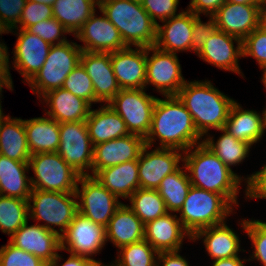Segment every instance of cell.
I'll return each instance as SVG.
<instances>
[{
    "instance_id": "obj_22",
    "label": "cell",
    "mask_w": 266,
    "mask_h": 266,
    "mask_svg": "<svg viewBox=\"0 0 266 266\" xmlns=\"http://www.w3.org/2000/svg\"><path fill=\"white\" fill-rule=\"evenodd\" d=\"M145 139L135 134L106 141L94 146L92 176L104 168L138 160Z\"/></svg>"
},
{
    "instance_id": "obj_57",
    "label": "cell",
    "mask_w": 266,
    "mask_h": 266,
    "mask_svg": "<svg viewBox=\"0 0 266 266\" xmlns=\"http://www.w3.org/2000/svg\"><path fill=\"white\" fill-rule=\"evenodd\" d=\"M28 1H33L36 3H42L48 6H53V4L55 3L56 0H28Z\"/></svg>"
},
{
    "instance_id": "obj_56",
    "label": "cell",
    "mask_w": 266,
    "mask_h": 266,
    "mask_svg": "<svg viewBox=\"0 0 266 266\" xmlns=\"http://www.w3.org/2000/svg\"><path fill=\"white\" fill-rule=\"evenodd\" d=\"M235 4H255L260 6L262 9L266 6V0H226Z\"/></svg>"
},
{
    "instance_id": "obj_52",
    "label": "cell",
    "mask_w": 266,
    "mask_h": 266,
    "mask_svg": "<svg viewBox=\"0 0 266 266\" xmlns=\"http://www.w3.org/2000/svg\"><path fill=\"white\" fill-rule=\"evenodd\" d=\"M62 259L63 256L57 254V256L47 266H60L59 263ZM61 266H98V264L91 258L70 254Z\"/></svg>"
},
{
    "instance_id": "obj_23",
    "label": "cell",
    "mask_w": 266,
    "mask_h": 266,
    "mask_svg": "<svg viewBox=\"0 0 266 266\" xmlns=\"http://www.w3.org/2000/svg\"><path fill=\"white\" fill-rule=\"evenodd\" d=\"M157 24L155 47L174 54L177 52H191L192 29L194 13L182 9L178 15Z\"/></svg>"
},
{
    "instance_id": "obj_1",
    "label": "cell",
    "mask_w": 266,
    "mask_h": 266,
    "mask_svg": "<svg viewBox=\"0 0 266 266\" xmlns=\"http://www.w3.org/2000/svg\"><path fill=\"white\" fill-rule=\"evenodd\" d=\"M164 98H157L155 102L145 145L151 149L158 139V148H173L185 152L202 143L203 137L197 132L191 114L178 96L169 95Z\"/></svg>"
},
{
    "instance_id": "obj_53",
    "label": "cell",
    "mask_w": 266,
    "mask_h": 266,
    "mask_svg": "<svg viewBox=\"0 0 266 266\" xmlns=\"http://www.w3.org/2000/svg\"><path fill=\"white\" fill-rule=\"evenodd\" d=\"M3 87H6V89L10 91L14 90L10 70H7L4 67H0V106H2L1 98H2Z\"/></svg>"
},
{
    "instance_id": "obj_39",
    "label": "cell",
    "mask_w": 266,
    "mask_h": 266,
    "mask_svg": "<svg viewBox=\"0 0 266 266\" xmlns=\"http://www.w3.org/2000/svg\"><path fill=\"white\" fill-rule=\"evenodd\" d=\"M117 251V259L110 263L113 266H156L158 252L145 239Z\"/></svg>"
},
{
    "instance_id": "obj_54",
    "label": "cell",
    "mask_w": 266,
    "mask_h": 266,
    "mask_svg": "<svg viewBox=\"0 0 266 266\" xmlns=\"http://www.w3.org/2000/svg\"><path fill=\"white\" fill-rule=\"evenodd\" d=\"M248 259H241L240 256L212 260V266H245Z\"/></svg>"
},
{
    "instance_id": "obj_27",
    "label": "cell",
    "mask_w": 266,
    "mask_h": 266,
    "mask_svg": "<svg viewBox=\"0 0 266 266\" xmlns=\"http://www.w3.org/2000/svg\"><path fill=\"white\" fill-rule=\"evenodd\" d=\"M235 232L225 221L199 230L192 237V241L195 242L202 239L205 251L213 260L236 257L240 256L239 252H245L246 250L241 249V240Z\"/></svg>"
},
{
    "instance_id": "obj_20",
    "label": "cell",
    "mask_w": 266,
    "mask_h": 266,
    "mask_svg": "<svg viewBox=\"0 0 266 266\" xmlns=\"http://www.w3.org/2000/svg\"><path fill=\"white\" fill-rule=\"evenodd\" d=\"M114 75L121 89L146 87L147 48L127 46L110 53Z\"/></svg>"
},
{
    "instance_id": "obj_62",
    "label": "cell",
    "mask_w": 266,
    "mask_h": 266,
    "mask_svg": "<svg viewBox=\"0 0 266 266\" xmlns=\"http://www.w3.org/2000/svg\"><path fill=\"white\" fill-rule=\"evenodd\" d=\"M98 266H113V265H111L110 263L105 265V264L103 263V264L98 265Z\"/></svg>"
},
{
    "instance_id": "obj_45",
    "label": "cell",
    "mask_w": 266,
    "mask_h": 266,
    "mask_svg": "<svg viewBox=\"0 0 266 266\" xmlns=\"http://www.w3.org/2000/svg\"><path fill=\"white\" fill-rule=\"evenodd\" d=\"M51 18H53L52 6L27 0L22 10L20 21L13 29H26L29 26Z\"/></svg>"
},
{
    "instance_id": "obj_34",
    "label": "cell",
    "mask_w": 266,
    "mask_h": 266,
    "mask_svg": "<svg viewBox=\"0 0 266 266\" xmlns=\"http://www.w3.org/2000/svg\"><path fill=\"white\" fill-rule=\"evenodd\" d=\"M99 6V0H56L52 6L53 18L73 36L82 28Z\"/></svg>"
},
{
    "instance_id": "obj_38",
    "label": "cell",
    "mask_w": 266,
    "mask_h": 266,
    "mask_svg": "<svg viewBox=\"0 0 266 266\" xmlns=\"http://www.w3.org/2000/svg\"><path fill=\"white\" fill-rule=\"evenodd\" d=\"M29 221L28 200L0 195V230L10 237Z\"/></svg>"
},
{
    "instance_id": "obj_50",
    "label": "cell",
    "mask_w": 266,
    "mask_h": 266,
    "mask_svg": "<svg viewBox=\"0 0 266 266\" xmlns=\"http://www.w3.org/2000/svg\"><path fill=\"white\" fill-rule=\"evenodd\" d=\"M226 0H191L188 10L195 15L213 16Z\"/></svg>"
},
{
    "instance_id": "obj_8",
    "label": "cell",
    "mask_w": 266,
    "mask_h": 266,
    "mask_svg": "<svg viewBox=\"0 0 266 266\" xmlns=\"http://www.w3.org/2000/svg\"><path fill=\"white\" fill-rule=\"evenodd\" d=\"M29 170L32 189L43 191L75 193L80 178L72 167L57 153H37L30 156Z\"/></svg>"
},
{
    "instance_id": "obj_13",
    "label": "cell",
    "mask_w": 266,
    "mask_h": 266,
    "mask_svg": "<svg viewBox=\"0 0 266 266\" xmlns=\"http://www.w3.org/2000/svg\"><path fill=\"white\" fill-rule=\"evenodd\" d=\"M182 75L177 54L147 47L146 86L151 84L163 96L177 95L187 81Z\"/></svg>"
},
{
    "instance_id": "obj_4",
    "label": "cell",
    "mask_w": 266,
    "mask_h": 266,
    "mask_svg": "<svg viewBox=\"0 0 266 266\" xmlns=\"http://www.w3.org/2000/svg\"><path fill=\"white\" fill-rule=\"evenodd\" d=\"M98 9L118 29L126 46L147 48L155 45L157 24L141 3L131 0H99Z\"/></svg>"
},
{
    "instance_id": "obj_10",
    "label": "cell",
    "mask_w": 266,
    "mask_h": 266,
    "mask_svg": "<svg viewBox=\"0 0 266 266\" xmlns=\"http://www.w3.org/2000/svg\"><path fill=\"white\" fill-rule=\"evenodd\" d=\"M75 193L78 212L104 228L123 203L90 175L80 176Z\"/></svg>"
},
{
    "instance_id": "obj_19",
    "label": "cell",
    "mask_w": 266,
    "mask_h": 266,
    "mask_svg": "<svg viewBox=\"0 0 266 266\" xmlns=\"http://www.w3.org/2000/svg\"><path fill=\"white\" fill-rule=\"evenodd\" d=\"M197 56L218 69L231 71L244 78L239 66V58L243 57L242 41L230 34L216 29Z\"/></svg>"
},
{
    "instance_id": "obj_58",
    "label": "cell",
    "mask_w": 266,
    "mask_h": 266,
    "mask_svg": "<svg viewBox=\"0 0 266 266\" xmlns=\"http://www.w3.org/2000/svg\"><path fill=\"white\" fill-rule=\"evenodd\" d=\"M263 73L262 77H261V81L264 85V88L266 89V67L262 68L261 70Z\"/></svg>"
},
{
    "instance_id": "obj_37",
    "label": "cell",
    "mask_w": 266,
    "mask_h": 266,
    "mask_svg": "<svg viewBox=\"0 0 266 266\" xmlns=\"http://www.w3.org/2000/svg\"><path fill=\"white\" fill-rule=\"evenodd\" d=\"M128 200L130 202L129 208L144 224L168 212L165 202L157 190L139 188Z\"/></svg>"
},
{
    "instance_id": "obj_26",
    "label": "cell",
    "mask_w": 266,
    "mask_h": 266,
    "mask_svg": "<svg viewBox=\"0 0 266 266\" xmlns=\"http://www.w3.org/2000/svg\"><path fill=\"white\" fill-rule=\"evenodd\" d=\"M224 130L235 139L253 146L262 140L266 130L265 109L260 114L253 109L243 108L236 100L230 108Z\"/></svg>"
},
{
    "instance_id": "obj_43",
    "label": "cell",
    "mask_w": 266,
    "mask_h": 266,
    "mask_svg": "<svg viewBox=\"0 0 266 266\" xmlns=\"http://www.w3.org/2000/svg\"><path fill=\"white\" fill-rule=\"evenodd\" d=\"M50 45H57L68 41L67 34L71 35L68 30L55 18L43 20L35 25L26 28ZM66 34V35H65Z\"/></svg>"
},
{
    "instance_id": "obj_63",
    "label": "cell",
    "mask_w": 266,
    "mask_h": 266,
    "mask_svg": "<svg viewBox=\"0 0 266 266\" xmlns=\"http://www.w3.org/2000/svg\"><path fill=\"white\" fill-rule=\"evenodd\" d=\"M131 1H134V2H139V3H141L143 0H131Z\"/></svg>"
},
{
    "instance_id": "obj_32",
    "label": "cell",
    "mask_w": 266,
    "mask_h": 266,
    "mask_svg": "<svg viewBox=\"0 0 266 266\" xmlns=\"http://www.w3.org/2000/svg\"><path fill=\"white\" fill-rule=\"evenodd\" d=\"M28 162L12 160L0 154V195L28 200L32 185Z\"/></svg>"
},
{
    "instance_id": "obj_18",
    "label": "cell",
    "mask_w": 266,
    "mask_h": 266,
    "mask_svg": "<svg viewBox=\"0 0 266 266\" xmlns=\"http://www.w3.org/2000/svg\"><path fill=\"white\" fill-rule=\"evenodd\" d=\"M28 221L8 240L16 248L22 249L41 259L47 265L61 251V238L58 233Z\"/></svg>"
},
{
    "instance_id": "obj_12",
    "label": "cell",
    "mask_w": 266,
    "mask_h": 266,
    "mask_svg": "<svg viewBox=\"0 0 266 266\" xmlns=\"http://www.w3.org/2000/svg\"><path fill=\"white\" fill-rule=\"evenodd\" d=\"M61 251L85 256L94 260L98 265L103 264L93 256L100 253L106 245V231L103 226L77 212L68 229L60 236Z\"/></svg>"
},
{
    "instance_id": "obj_41",
    "label": "cell",
    "mask_w": 266,
    "mask_h": 266,
    "mask_svg": "<svg viewBox=\"0 0 266 266\" xmlns=\"http://www.w3.org/2000/svg\"><path fill=\"white\" fill-rule=\"evenodd\" d=\"M62 88L72 92L75 96L83 98L91 106L93 103H100L95 98L92 80L81 63L68 74Z\"/></svg>"
},
{
    "instance_id": "obj_24",
    "label": "cell",
    "mask_w": 266,
    "mask_h": 266,
    "mask_svg": "<svg viewBox=\"0 0 266 266\" xmlns=\"http://www.w3.org/2000/svg\"><path fill=\"white\" fill-rule=\"evenodd\" d=\"M167 212L163 216L145 224L144 239L157 252L181 251L183 242L192 236L184 229L177 214Z\"/></svg>"
},
{
    "instance_id": "obj_55",
    "label": "cell",
    "mask_w": 266,
    "mask_h": 266,
    "mask_svg": "<svg viewBox=\"0 0 266 266\" xmlns=\"http://www.w3.org/2000/svg\"><path fill=\"white\" fill-rule=\"evenodd\" d=\"M9 34V32H0V36L2 34ZM1 40V39H0ZM10 58H9V52H8V47L7 45L3 42L0 41V67H4L7 70H10L11 67H9L10 64Z\"/></svg>"
},
{
    "instance_id": "obj_17",
    "label": "cell",
    "mask_w": 266,
    "mask_h": 266,
    "mask_svg": "<svg viewBox=\"0 0 266 266\" xmlns=\"http://www.w3.org/2000/svg\"><path fill=\"white\" fill-rule=\"evenodd\" d=\"M100 13L97 16L95 11L74 36L83 42L78 44L82 51L111 53L126 48L118 29Z\"/></svg>"
},
{
    "instance_id": "obj_60",
    "label": "cell",
    "mask_w": 266,
    "mask_h": 266,
    "mask_svg": "<svg viewBox=\"0 0 266 266\" xmlns=\"http://www.w3.org/2000/svg\"><path fill=\"white\" fill-rule=\"evenodd\" d=\"M6 114L3 113L2 106H0V121Z\"/></svg>"
},
{
    "instance_id": "obj_3",
    "label": "cell",
    "mask_w": 266,
    "mask_h": 266,
    "mask_svg": "<svg viewBox=\"0 0 266 266\" xmlns=\"http://www.w3.org/2000/svg\"><path fill=\"white\" fill-rule=\"evenodd\" d=\"M191 114L197 132L204 138L210 130L224 129L234 99L211 80L186 81L177 94Z\"/></svg>"
},
{
    "instance_id": "obj_47",
    "label": "cell",
    "mask_w": 266,
    "mask_h": 266,
    "mask_svg": "<svg viewBox=\"0 0 266 266\" xmlns=\"http://www.w3.org/2000/svg\"><path fill=\"white\" fill-rule=\"evenodd\" d=\"M200 17H201L200 15L194 14L191 51H193L196 55L204 47L205 42L208 40L211 34H213L214 31H216L217 29L214 16H206L209 17L208 21L206 22H203Z\"/></svg>"
},
{
    "instance_id": "obj_35",
    "label": "cell",
    "mask_w": 266,
    "mask_h": 266,
    "mask_svg": "<svg viewBox=\"0 0 266 266\" xmlns=\"http://www.w3.org/2000/svg\"><path fill=\"white\" fill-rule=\"evenodd\" d=\"M222 132L215 142V139L208 133L203 138V143L230 169L239 165L246 157H249L251 145L235 139L224 129L216 130Z\"/></svg>"
},
{
    "instance_id": "obj_7",
    "label": "cell",
    "mask_w": 266,
    "mask_h": 266,
    "mask_svg": "<svg viewBox=\"0 0 266 266\" xmlns=\"http://www.w3.org/2000/svg\"><path fill=\"white\" fill-rule=\"evenodd\" d=\"M82 49L77 42L51 45L46 61L27 83L40 99L48 91L62 88L68 74L80 63Z\"/></svg>"
},
{
    "instance_id": "obj_61",
    "label": "cell",
    "mask_w": 266,
    "mask_h": 266,
    "mask_svg": "<svg viewBox=\"0 0 266 266\" xmlns=\"http://www.w3.org/2000/svg\"><path fill=\"white\" fill-rule=\"evenodd\" d=\"M0 32H9V30H6L0 23Z\"/></svg>"
},
{
    "instance_id": "obj_59",
    "label": "cell",
    "mask_w": 266,
    "mask_h": 266,
    "mask_svg": "<svg viewBox=\"0 0 266 266\" xmlns=\"http://www.w3.org/2000/svg\"><path fill=\"white\" fill-rule=\"evenodd\" d=\"M263 23L266 24V6L263 8Z\"/></svg>"
},
{
    "instance_id": "obj_51",
    "label": "cell",
    "mask_w": 266,
    "mask_h": 266,
    "mask_svg": "<svg viewBox=\"0 0 266 266\" xmlns=\"http://www.w3.org/2000/svg\"><path fill=\"white\" fill-rule=\"evenodd\" d=\"M156 266H189L180 251L158 252Z\"/></svg>"
},
{
    "instance_id": "obj_28",
    "label": "cell",
    "mask_w": 266,
    "mask_h": 266,
    "mask_svg": "<svg viewBox=\"0 0 266 266\" xmlns=\"http://www.w3.org/2000/svg\"><path fill=\"white\" fill-rule=\"evenodd\" d=\"M100 106L98 109L91 107L85 121L93 147L130 134L126 123L108 104Z\"/></svg>"
},
{
    "instance_id": "obj_31",
    "label": "cell",
    "mask_w": 266,
    "mask_h": 266,
    "mask_svg": "<svg viewBox=\"0 0 266 266\" xmlns=\"http://www.w3.org/2000/svg\"><path fill=\"white\" fill-rule=\"evenodd\" d=\"M28 149L31 153L57 152L60 143V123L50 117L24 119Z\"/></svg>"
},
{
    "instance_id": "obj_40",
    "label": "cell",
    "mask_w": 266,
    "mask_h": 266,
    "mask_svg": "<svg viewBox=\"0 0 266 266\" xmlns=\"http://www.w3.org/2000/svg\"><path fill=\"white\" fill-rule=\"evenodd\" d=\"M241 222V223H240ZM238 223L243 228V232L248 235L252 243L253 252L248 261H258L262 266H266V222L260 219H243Z\"/></svg>"
},
{
    "instance_id": "obj_33",
    "label": "cell",
    "mask_w": 266,
    "mask_h": 266,
    "mask_svg": "<svg viewBox=\"0 0 266 266\" xmlns=\"http://www.w3.org/2000/svg\"><path fill=\"white\" fill-rule=\"evenodd\" d=\"M0 154L12 160L28 162V149L24 119L5 115L0 121Z\"/></svg>"
},
{
    "instance_id": "obj_5",
    "label": "cell",
    "mask_w": 266,
    "mask_h": 266,
    "mask_svg": "<svg viewBox=\"0 0 266 266\" xmlns=\"http://www.w3.org/2000/svg\"><path fill=\"white\" fill-rule=\"evenodd\" d=\"M233 210L234 206L221 194L191 186L178 218L193 237L199 230L227 221Z\"/></svg>"
},
{
    "instance_id": "obj_49",
    "label": "cell",
    "mask_w": 266,
    "mask_h": 266,
    "mask_svg": "<svg viewBox=\"0 0 266 266\" xmlns=\"http://www.w3.org/2000/svg\"><path fill=\"white\" fill-rule=\"evenodd\" d=\"M247 176L243 177L246 199H266V163L261 170Z\"/></svg>"
},
{
    "instance_id": "obj_25",
    "label": "cell",
    "mask_w": 266,
    "mask_h": 266,
    "mask_svg": "<svg viewBox=\"0 0 266 266\" xmlns=\"http://www.w3.org/2000/svg\"><path fill=\"white\" fill-rule=\"evenodd\" d=\"M40 99L43 106L46 103L50 109L44 110V116H48L58 123L86 121L92 107L83 98L75 96L63 88L50 90Z\"/></svg>"
},
{
    "instance_id": "obj_16",
    "label": "cell",
    "mask_w": 266,
    "mask_h": 266,
    "mask_svg": "<svg viewBox=\"0 0 266 266\" xmlns=\"http://www.w3.org/2000/svg\"><path fill=\"white\" fill-rule=\"evenodd\" d=\"M213 16L217 30L243 41L263 22V9L255 4L225 2Z\"/></svg>"
},
{
    "instance_id": "obj_46",
    "label": "cell",
    "mask_w": 266,
    "mask_h": 266,
    "mask_svg": "<svg viewBox=\"0 0 266 266\" xmlns=\"http://www.w3.org/2000/svg\"><path fill=\"white\" fill-rule=\"evenodd\" d=\"M141 5L156 24L157 19L162 22L179 14V0H143Z\"/></svg>"
},
{
    "instance_id": "obj_2",
    "label": "cell",
    "mask_w": 266,
    "mask_h": 266,
    "mask_svg": "<svg viewBox=\"0 0 266 266\" xmlns=\"http://www.w3.org/2000/svg\"><path fill=\"white\" fill-rule=\"evenodd\" d=\"M182 163L192 186L221 194L234 208L239 206L237 195L241 183L243 186V178L228 168L203 142L186 150Z\"/></svg>"
},
{
    "instance_id": "obj_11",
    "label": "cell",
    "mask_w": 266,
    "mask_h": 266,
    "mask_svg": "<svg viewBox=\"0 0 266 266\" xmlns=\"http://www.w3.org/2000/svg\"><path fill=\"white\" fill-rule=\"evenodd\" d=\"M57 153L81 176H92L94 147L85 121L60 123Z\"/></svg>"
},
{
    "instance_id": "obj_44",
    "label": "cell",
    "mask_w": 266,
    "mask_h": 266,
    "mask_svg": "<svg viewBox=\"0 0 266 266\" xmlns=\"http://www.w3.org/2000/svg\"><path fill=\"white\" fill-rule=\"evenodd\" d=\"M0 266H47L38 257L16 248L9 241L0 248Z\"/></svg>"
},
{
    "instance_id": "obj_9",
    "label": "cell",
    "mask_w": 266,
    "mask_h": 266,
    "mask_svg": "<svg viewBox=\"0 0 266 266\" xmlns=\"http://www.w3.org/2000/svg\"><path fill=\"white\" fill-rule=\"evenodd\" d=\"M158 97L143 89H121L108 105L123 119L130 134L148 135Z\"/></svg>"
},
{
    "instance_id": "obj_36",
    "label": "cell",
    "mask_w": 266,
    "mask_h": 266,
    "mask_svg": "<svg viewBox=\"0 0 266 266\" xmlns=\"http://www.w3.org/2000/svg\"><path fill=\"white\" fill-rule=\"evenodd\" d=\"M188 173L184 165L160 182L157 191L165 202L168 212L178 213L191 188Z\"/></svg>"
},
{
    "instance_id": "obj_14",
    "label": "cell",
    "mask_w": 266,
    "mask_h": 266,
    "mask_svg": "<svg viewBox=\"0 0 266 266\" xmlns=\"http://www.w3.org/2000/svg\"><path fill=\"white\" fill-rule=\"evenodd\" d=\"M145 145L138 157L139 183L142 189L157 190L165 176L177 171L183 162L184 152L173 148L149 150Z\"/></svg>"
},
{
    "instance_id": "obj_29",
    "label": "cell",
    "mask_w": 266,
    "mask_h": 266,
    "mask_svg": "<svg viewBox=\"0 0 266 266\" xmlns=\"http://www.w3.org/2000/svg\"><path fill=\"white\" fill-rule=\"evenodd\" d=\"M144 228L145 224L128 204L122 203L105 228L106 242H111L119 249L144 239Z\"/></svg>"
},
{
    "instance_id": "obj_15",
    "label": "cell",
    "mask_w": 266,
    "mask_h": 266,
    "mask_svg": "<svg viewBox=\"0 0 266 266\" xmlns=\"http://www.w3.org/2000/svg\"><path fill=\"white\" fill-rule=\"evenodd\" d=\"M9 33L17 35L16 44L11 52H14L13 68L27 84L44 65L51 45L26 29H11Z\"/></svg>"
},
{
    "instance_id": "obj_48",
    "label": "cell",
    "mask_w": 266,
    "mask_h": 266,
    "mask_svg": "<svg viewBox=\"0 0 266 266\" xmlns=\"http://www.w3.org/2000/svg\"><path fill=\"white\" fill-rule=\"evenodd\" d=\"M27 0H0V23L6 30L13 29L20 21Z\"/></svg>"
},
{
    "instance_id": "obj_6",
    "label": "cell",
    "mask_w": 266,
    "mask_h": 266,
    "mask_svg": "<svg viewBox=\"0 0 266 266\" xmlns=\"http://www.w3.org/2000/svg\"><path fill=\"white\" fill-rule=\"evenodd\" d=\"M29 219L61 236L78 212L76 193H61L32 189L28 199ZM54 227H58L56 229Z\"/></svg>"
},
{
    "instance_id": "obj_30",
    "label": "cell",
    "mask_w": 266,
    "mask_h": 266,
    "mask_svg": "<svg viewBox=\"0 0 266 266\" xmlns=\"http://www.w3.org/2000/svg\"><path fill=\"white\" fill-rule=\"evenodd\" d=\"M93 177L118 199H129L140 188L138 160L104 168Z\"/></svg>"
},
{
    "instance_id": "obj_42",
    "label": "cell",
    "mask_w": 266,
    "mask_h": 266,
    "mask_svg": "<svg viewBox=\"0 0 266 266\" xmlns=\"http://www.w3.org/2000/svg\"><path fill=\"white\" fill-rule=\"evenodd\" d=\"M243 58L253 57L259 68L266 67V24L261 23L243 41Z\"/></svg>"
},
{
    "instance_id": "obj_21",
    "label": "cell",
    "mask_w": 266,
    "mask_h": 266,
    "mask_svg": "<svg viewBox=\"0 0 266 266\" xmlns=\"http://www.w3.org/2000/svg\"><path fill=\"white\" fill-rule=\"evenodd\" d=\"M80 63L92 80L95 98L108 104L121 90L114 75L110 53L82 51Z\"/></svg>"
}]
</instances>
